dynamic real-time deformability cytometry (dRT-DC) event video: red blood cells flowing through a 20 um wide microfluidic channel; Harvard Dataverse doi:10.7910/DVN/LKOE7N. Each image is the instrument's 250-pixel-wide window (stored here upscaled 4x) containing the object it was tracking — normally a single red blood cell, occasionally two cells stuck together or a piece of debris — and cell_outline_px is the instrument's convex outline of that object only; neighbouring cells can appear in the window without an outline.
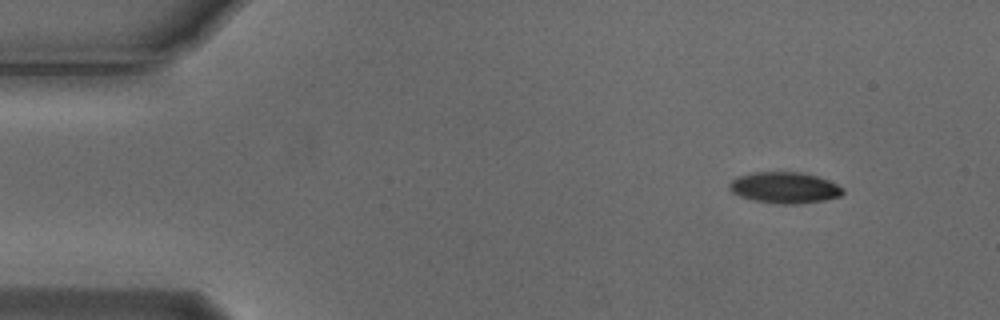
{"species": "Egyptian fruit bat (a non-hibernating species)", "species_latin": "Rousettus aegyptiacus", "temperature_condition": "cold", "stored_images_in_passage": 9, "camera_frame_rate_fps": 3000, "um_per_image_px": 0.085, "animal": {"sex": "male"}, "frame": {"image": 1, "passage_image": 1, "time_ms": 0.0, "image_size_px": [1000, 320], "cell_outline_px": [[844, 192], [840, 196], [824, 200], [796, 204], [780, 204], [756, 200], [740, 196], [732, 192], [728, 188], [728, 184], [736, 176], [752, 172], [800, 172], [816, 176], [828, 180], [844, 188]], "centroid_in_image_um": [66.67, 15.94], "position_along_channel_um": 18.3, "area_um2": 20.58}}
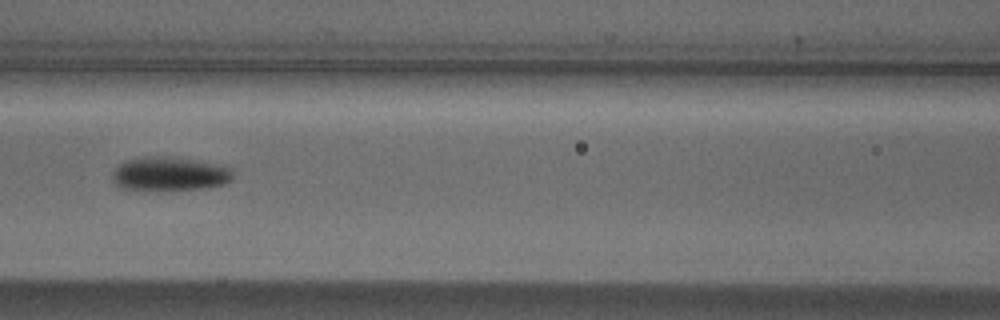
{"frame": {"image": 2, "passage_image": 6, "time_ms": 1.667, "image_size_px": [1000, 320], "cell_outline_px": [[232, 180], [224, 184], [204, 188], [120, 188], [112, 180], [112, 172], [124, 160], [140, 156], [172, 156], [220, 164], [232, 168]], "centroid_in_image_um": [14.43, 14.72], "position_along_channel_um": 152.2, "area_um2": 23.52}}
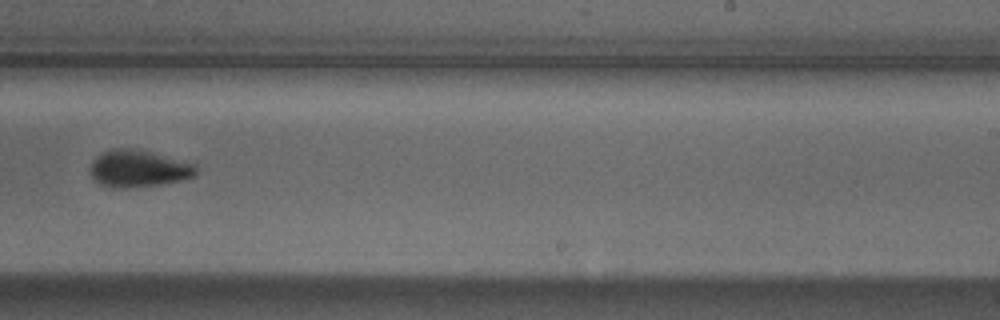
{"frame": {"image": 3, "passage_image": 9, "time_ms": 2.667, "image_size_px": [1000, 320], "cell_outline_px": [[196, 176], [180, 180], [160, 184], [128, 188], [112, 188], [100, 184], [92, 180], [88, 172], [88, 168], [92, 160], [100, 152], [112, 148], [140, 148], [196, 160]], "centroid_in_image_um": [11.81, 14.28], "position_along_channel_um": 277.2, "area_um2": 24.33}}